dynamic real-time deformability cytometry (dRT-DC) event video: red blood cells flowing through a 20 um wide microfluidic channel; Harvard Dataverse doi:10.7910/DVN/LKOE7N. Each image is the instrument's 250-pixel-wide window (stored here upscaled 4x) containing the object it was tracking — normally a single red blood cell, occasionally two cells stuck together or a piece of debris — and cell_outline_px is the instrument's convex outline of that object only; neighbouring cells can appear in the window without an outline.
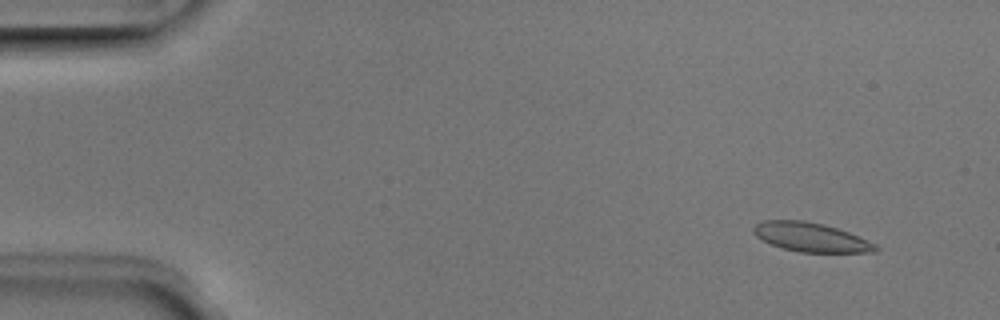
{"species": "Egyptian fruit bat (a non-hibernating species)", "species_latin": "Rousettus aegyptiacus", "temperature_condition": "room temperature", "stored_images_in_passage": 46, "camera_frame_rate_fps": 3000, "um_per_image_px": 0.085, "animal": {"sex": "male"}, "frame": {"image": 1, "passage_image": 5, "time_ms": 1.333, "image_size_px": [1000, 320], "cell_outline_px": [[880, 248], [876, 252], [800, 252], [784, 248], [772, 244], [756, 236], [752, 232], [752, 228], [756, 224], [764, 220], [804, 220], [824, 224], [848, 232], [876, 244]], "centroid_in_image_um": [68.93, 20.15], "position_along_channel_um": 16.1, "area_um2": 20.52}}
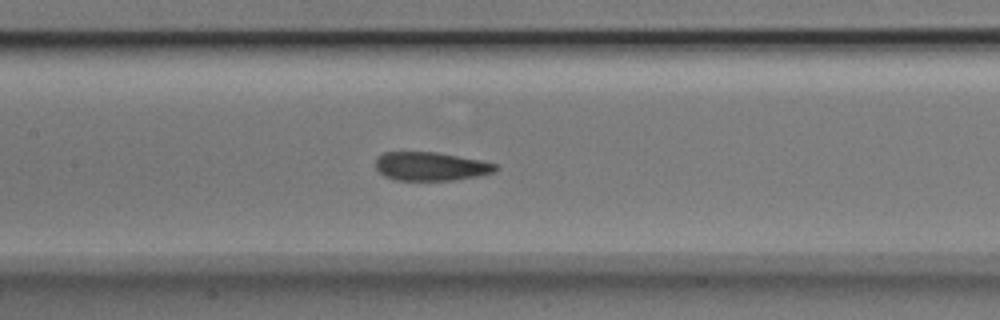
{"frame": {"image": 2, "passage_image": 25, "time_ms": 8.0, "image_size_px": [1000, 320], "cell_outline_px": [[500, 168], [492, 172], [476, 176], [452, 180], [392, 180], [384, 176], [376, 168], [376, 156], [384, 152], [436, 152], [480, 160], [496, 164]], "centroid_in_image_um": [36.57, 14.14], "position_along_channel_um": 170.8, "area_um2": 19.94}}
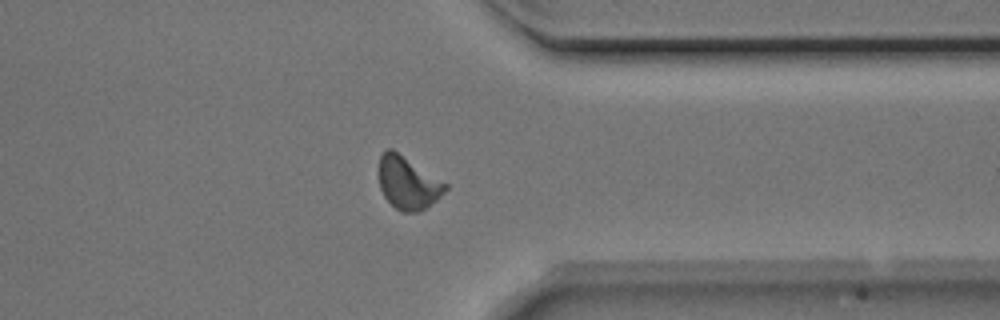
{"frame": {"image": 3, "passage_image": 41, "time_ms": 13.333, "image_size_px": [1000, 320], "cell_outline_px": [[448, 188], [436, 200], [420, 212], [400, 212], [384, 196], [380, 188], [380, 152], [388, 148], [392, 148], [448, 184]], "centroid_in_image_um": [34.67, 15.54], "position_along_channel_um": 376.7, "area_um2": 20.29}, "authors_computed_cell_mechanics": {"area_um2": 20.6635, "velocity_mm_per_s": 3.9482, "shape_relaxation_time_tau1_ms": 8.4959, "shape_relaxation_time_tau2_ms": 1.3661, "deformation_change_tau1": 0.1847, "deformation_change_tau2": 0.048}}